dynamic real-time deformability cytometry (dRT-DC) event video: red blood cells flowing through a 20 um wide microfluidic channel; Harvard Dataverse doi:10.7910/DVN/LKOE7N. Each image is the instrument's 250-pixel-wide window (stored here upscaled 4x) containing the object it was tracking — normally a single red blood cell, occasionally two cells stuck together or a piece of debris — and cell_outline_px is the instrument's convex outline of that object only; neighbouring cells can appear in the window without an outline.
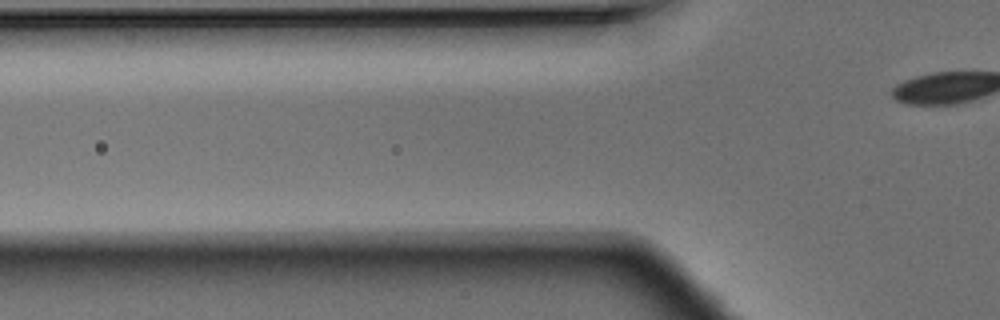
{"species": "Egyptian fruit bat (a non-hibernating species)", "species_latin": "Rousettus aegyptiacus", "temperature_condition": "warm", "stored_images_in_passage": 3, "camera_frame_rate_fps": 3000, "um_per_image_px": 0.085, "animal": {"sex": "male"}, "frame": {"image": 1, "passage_image": 3, "time_ms": 0.667, "image_size_px": [1000, 320], "cell_outline_px": [[776, 272], [764, 276], [732, 276], [728, 272], [712, 240], [712, 220], [724, 216], [732, 220], [768, 244], [772, 252]], "centroid_in_image_um": [63.03, 21.22], "position_along_channel_um": 62.8, "area_um2": 18.5}}